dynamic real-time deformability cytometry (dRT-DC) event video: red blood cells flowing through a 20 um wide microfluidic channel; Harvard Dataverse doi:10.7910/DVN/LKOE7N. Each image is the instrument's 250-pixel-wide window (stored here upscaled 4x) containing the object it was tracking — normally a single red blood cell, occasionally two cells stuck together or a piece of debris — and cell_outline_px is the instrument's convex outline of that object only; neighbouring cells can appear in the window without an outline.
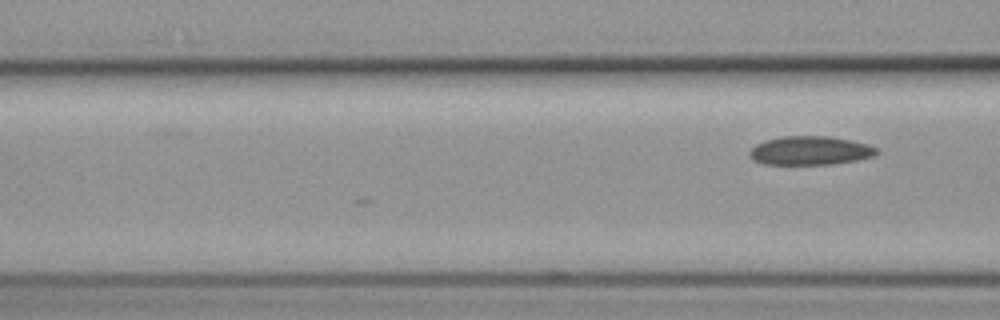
{"species": "common noctule bat (a hibernating species)", "species_latin": "Nyctalus noctula", "temperature_condition": "cold", "stored_images_in_passage": 3, "camera_frame_rate_fps": 3000, "um_per_image_px": 0.085, "animal": {"sex": "female", "body_mass_g": 19.3, "forearm_length_mm": 54.1}, "frame": {"image": 1, "passage_image": 3, "time_ms": 2.333, "image_size_px": [1000, 320], "cell_outline_px": [[880, 152], [872, 156], [856, 160], [832, 164], [764, 164], [752, 160], [748, 156], [748, 152], [756, 144], [764, 140], [784, 136], [828, 136], [852, 140], [868, 144], [876, 148]], "centroid_in_image_um": [68.83, 12.8], "position_along_channel_um": 97.8, "area_um2": 21.39}}